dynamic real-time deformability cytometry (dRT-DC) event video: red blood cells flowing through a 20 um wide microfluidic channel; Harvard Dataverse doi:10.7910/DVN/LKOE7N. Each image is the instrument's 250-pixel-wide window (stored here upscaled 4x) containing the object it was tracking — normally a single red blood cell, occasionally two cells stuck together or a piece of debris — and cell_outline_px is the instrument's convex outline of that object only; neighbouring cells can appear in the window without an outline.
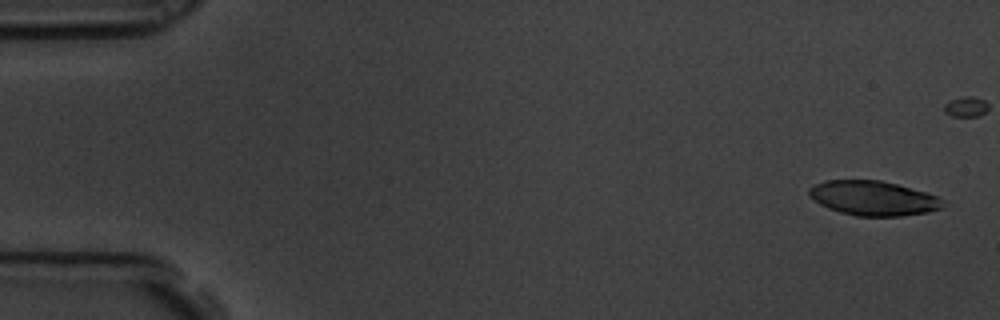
{"species": "common noctule bat (a hibernating species)", "species_latin": "Nyctalus noctula", "temperature_condition": "room temperature", "stored_images_in_passage": 3, "camera_frame_rate_fps": 3000, "um_per_image_px": 0.085, "animal": {"sex": "male", "body_mass_g": 19.5, "forearm_length_mm": 54.6}, "frame": {"image": 1, "passage_image": 1, "time_ms": 0.0, "image_size_px": [1000, 320], "cell_outline_px": [[948, 204], [944, 208], [928, 212], [900, 216], [856, 216], [840, 212], [828, 208], [820, 204], [808, 196], [808, 188], [824, 180], [880, 180], [896, 184], [940, 196]], "centroid_in_image_um": [74.27, 16.85], "position_along_channel_um": 10.7, "area_um2": 27.28}}